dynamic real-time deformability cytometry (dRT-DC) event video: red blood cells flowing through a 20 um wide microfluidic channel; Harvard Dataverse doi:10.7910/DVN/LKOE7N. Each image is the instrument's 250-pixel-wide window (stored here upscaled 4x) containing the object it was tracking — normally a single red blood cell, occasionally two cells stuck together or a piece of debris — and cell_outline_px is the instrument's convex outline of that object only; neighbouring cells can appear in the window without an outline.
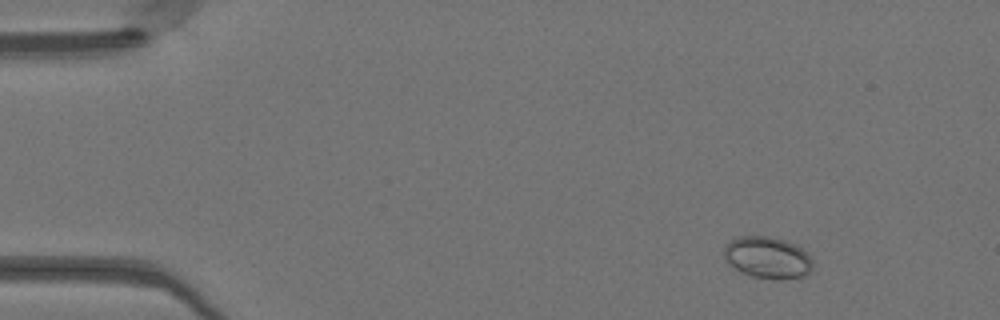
{"species": "Egyptian fruit bat (a non-hibernating species)", "species_latin": "Rousettus aegyptiacus", "temperature_condition": "warm", "stored_images_in_passage": 50, "camera_frame_rate_fps": 3000, "um_per_image_px": 0.085, "animal": {"sex": "female"}, "frame": {"image": 1, "passage_image": 6, "time_ms": 1.667, "image_size_px": [1000, 320], "cell_outline_px": [[812, 268], [804, 276], [780, 280], [776, 280], [752, 276], [736, 268], [724, 260], [724, 248], [736, 236], [768, 236], [784, 240], [796, 244], [812, 260]], "centroid_in_image_um": [65.23, 21.89], "position_along_channel_um": 19.8, "area_um2": 21.39}}
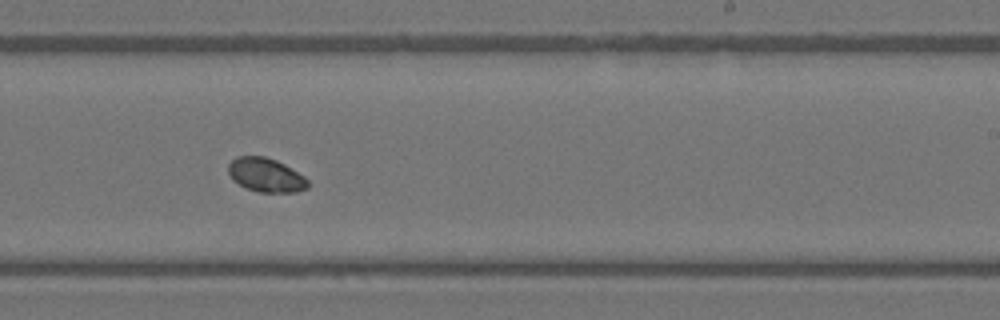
{"frame": {"image": 2, "passage_image": 31, "time_ms": 10.0, "image_size_px": [1000, 320], "cell_outline_px": [[308, 188], [296, 192], [260, 192], [248, 188], [232, 180], [228, 172], [228, 164], [236, 156], [264, 156], [276, 160], [284, 164], [304, 176], [308, 180]], "centroid_in_image_um": [22.59, 14.87], "position_along_channel_um": 266.4, "area_um2": 15.66}}
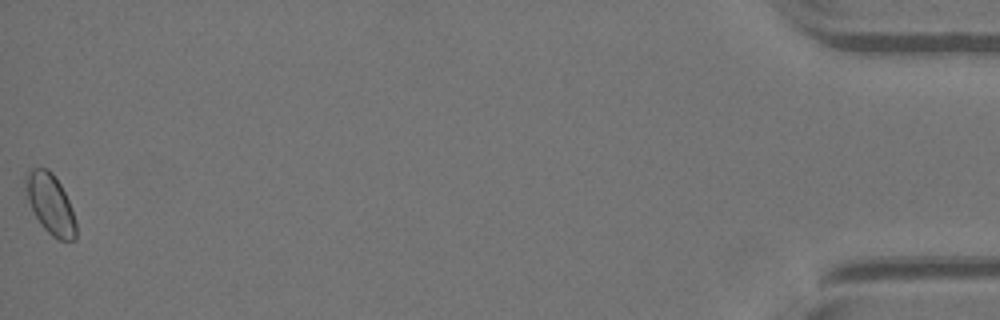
{"frame": {"image": 3, "passage_image": 50, "time_ms": 16.333, "image_size_px": [1000, 320], "cell_outline_px": [[76, 240], [60, 240], [52, 236], [40, 224], [28, 200], [24, 184], [24, 176], [28, 168], [48, 168], [52, 172], [60, 184], [68, 200], [76, 224]], "centroid_in_image_um": [4.25, 17.3], "position_along_channel_um": 430.9, "area_um2": 17.57}}